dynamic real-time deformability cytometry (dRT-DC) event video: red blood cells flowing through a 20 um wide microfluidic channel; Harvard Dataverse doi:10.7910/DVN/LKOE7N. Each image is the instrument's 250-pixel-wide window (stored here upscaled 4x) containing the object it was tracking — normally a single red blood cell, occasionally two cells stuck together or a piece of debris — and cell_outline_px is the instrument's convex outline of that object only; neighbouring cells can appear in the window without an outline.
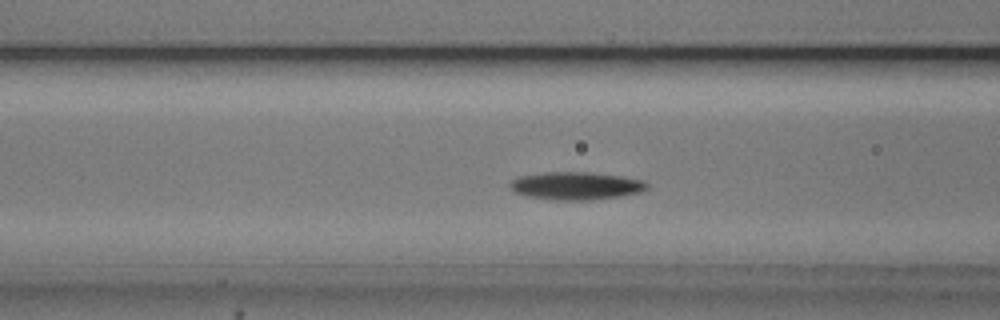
{"species": "common noctule bat (a hibernating species)", "species_latin": "Nyctalus noctula", "temperature_condition": "cold", "stored_images_in_passage": 50, "camera_frame_rate_fps": 3000, "um_per_image_px": 0.085, "animal": {"sex": "male", "body_mass_g": 20.5, "forearm_length_mm": 52.5}, "frame": {"image": 1, "passage_image": 17, "time_ms": 5.333, "image_size_px": [1000, 320], "cell_outline_px": [[648, 188], [640, 192], [616, 196], [588, 200], [556, 200], [528, 196], [516, 192], [508, 188], [508, 184], [516, 176], [544, 172], [588, 172], [620, 176], [644, 180], [648, 184]], "centroid_in_image_um": [48.9, 15.78], "position_along_channel_um": 117.7, "area_um2": 22.14}}
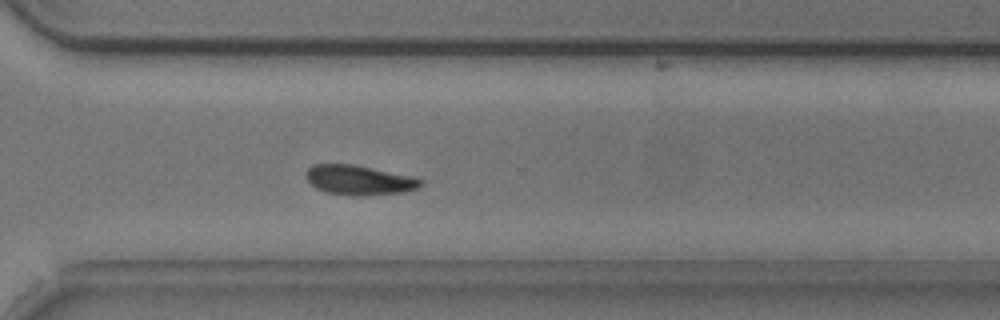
{"frame": {"image": 2, "passage_image": 35, "time_ms": 11.333, "image_size_px": [1000, 320], "cell_outline_px": [[424, 184], [416, 188], [404, 192], [364, 196], [352, 196], [328, 192], [316, 188], [304, 176], [304, 172], [312, 164], [352, 164], [416, 176], [424, 180]], "centroid_in_image_um": [30.56, 15.3], "position_along_channel_um": 340.0, "area_um2": 20.17}}
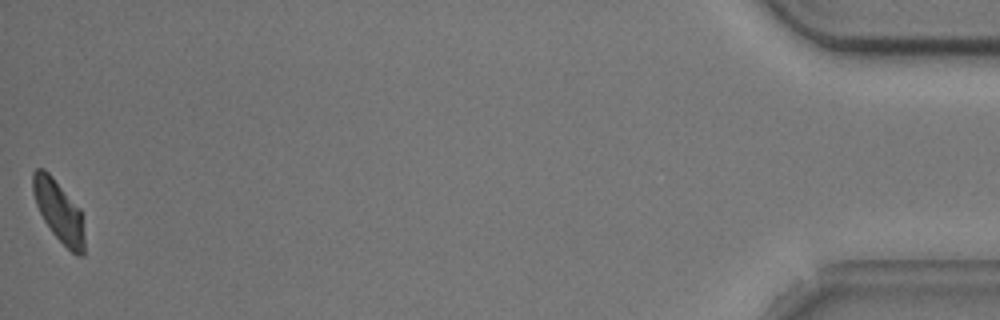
{"frame": {"image": 3, "passage_image": 50, "time_ms": 16.333, "image_size_px": [1000, 320], "cell_outline_px": [[84, 256], [76, 256], [52, 232], [44, 220], [36, 204], [32, 192], [32, 172], [36, 168], [44, 168], [52, 176], [80, 208], [84, 236]], "centroid_in_image_um": [4.99, 17.92], "position_along_channel_um": 430.2, "area_um2": 18.32}, "authors_computed_cell_mechanics": {"area_um2": 20.3745, "velocity_mm_per_s": 3.7101, "shape_relaxation_time_tau1_ms": 3.1685, "shape_relaxation_time_tau2_ms": null, "deformation_change_tau1": 0.109, "deformation_change_tau2": null}}